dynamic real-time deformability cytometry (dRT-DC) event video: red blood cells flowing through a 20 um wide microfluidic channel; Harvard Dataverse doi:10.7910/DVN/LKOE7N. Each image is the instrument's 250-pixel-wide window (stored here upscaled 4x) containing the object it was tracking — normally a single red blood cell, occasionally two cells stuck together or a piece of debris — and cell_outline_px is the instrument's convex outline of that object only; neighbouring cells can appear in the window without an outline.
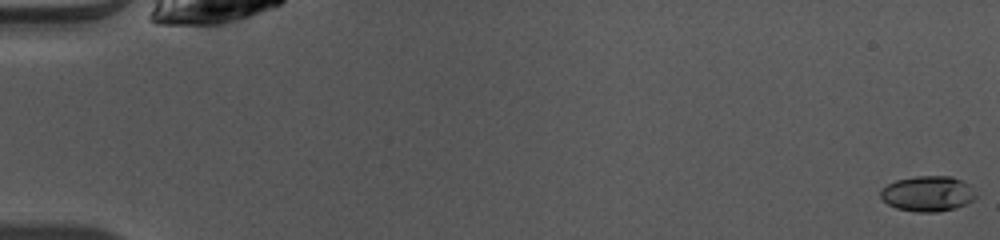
{"species": "common noctule bat (a hibernating species)", "species_latin": "Nyctalus noctula", "temperature_condition": "warm", "stored_images_in_passage": 50, "camera_frame_rate_fps": 3000, "um_per_image_px": 0.085, "animal": {"sex": "female", "body_mass_g": 10.0, "forearm_length_mm": 53.1}, "frame": {"image": 1, "passage_image": 1, "time_ms": 0.0, "image_size_px": [1000, 240], "cell_outline_px": [[976, 196], [972, 200], [956, 208], [936, 212], [916, 212], [896, 208], [888, 204], [880, 196], [880, 188], [896, 180], [916, 176], [952, 176], [968, 184]], "centroid_in_image_um": [78.81, 16.46], "position_along_channel_um": 6.2, "area_um2": 19.54}}
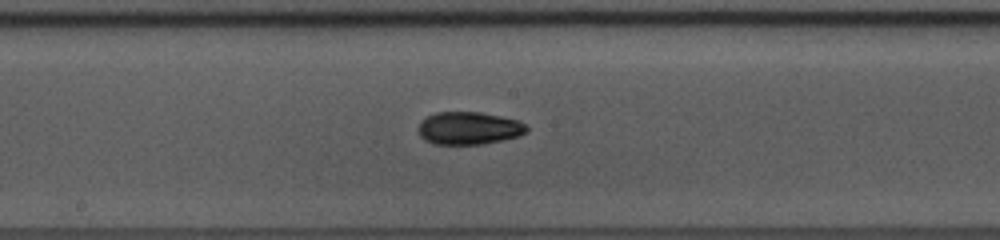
{"frame": {"image": 2, "passage_image": 27, "time_ms": 8.667, "image_size_px": [1000, 240], "cell_outline_px": [[528, 132], [520, 136], [480, 144], [436, 144], [424, 140], [420, 136], [420, 120], [436, 112], [480, 112], [500, 116], [516, 120], [524, 124], [528, 128]], "centroid_in_image_um": [39.85, 10.89], "position_along_channel_um": 208.3, "area_um2": 20.46}}
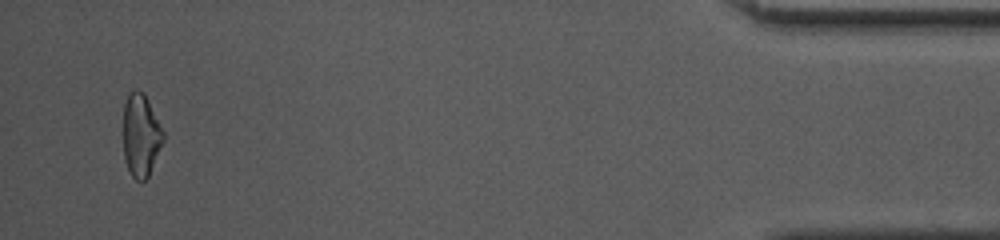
{"frame": {"image": 3, "passage_image": 48, "time_ms": 15.667, "image_size_px": [1000, 240], "cell_outline_px": [[164, 140], [148, 176], [144, 180], [136, 180], [132, 176], [124, 160], [124, 104], [128, 92], [132, 88], [136, 88], [144, 92], [164, 132]], "centroid_in_image_um": [11.97, 11.45], "position_along_channel_um": 423.2, "area_um2": 19.31}, "authors_computed_cell_mechanics": {"area_um2": 19.7676, "velocity_mm_per_s": 4.1064, "shape_relaxation_time_tau1_ms": 3.2252, "shape_relaxation_time_tau2_ms": 3.1655, "deformation_change_tau1": 0.1284, "deformation_change_tau2": 0.0677}}